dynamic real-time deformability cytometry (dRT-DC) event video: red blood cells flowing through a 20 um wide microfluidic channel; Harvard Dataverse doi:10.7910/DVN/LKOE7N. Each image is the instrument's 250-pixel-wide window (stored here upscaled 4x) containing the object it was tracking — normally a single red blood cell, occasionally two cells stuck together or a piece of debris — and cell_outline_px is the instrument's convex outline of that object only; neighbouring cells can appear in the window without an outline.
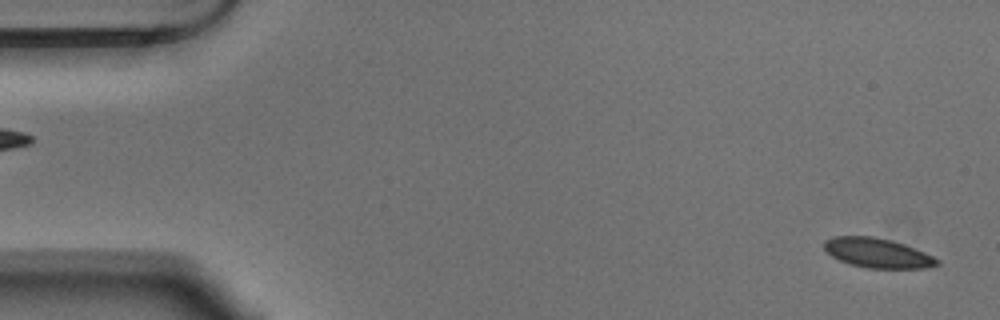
{"species": "Egyptian fruit bat (a non-hibernating species)", "species_latin": "Rousettus aegyptiacus", "temperature_condition": "warm", "stored_images_in_passage": 56, "segment_of_instrument_passage": [1, 2], "camera_frame_rate_fps": 3000, "um_per_image_px": 0.085, "animal": {"sex": "male"}, "frame": {"image": 1, "passage_image": 2, "time_ms": 0.333, "image_size_px": [1000, 320], "cell_outline_px": [[940, 264], [924, 268], [868, 268], [852, 264], [840, 260], [832, 256], [824, 248], [824, 240], [832, 236], [876, 236], [892, 240], [904, 244], [924, 252], [940, 260]], "centroid_in_image_um": [74.58, 21.49], "position_along_channel_um": 10.4, "area_um2": 19.42}}
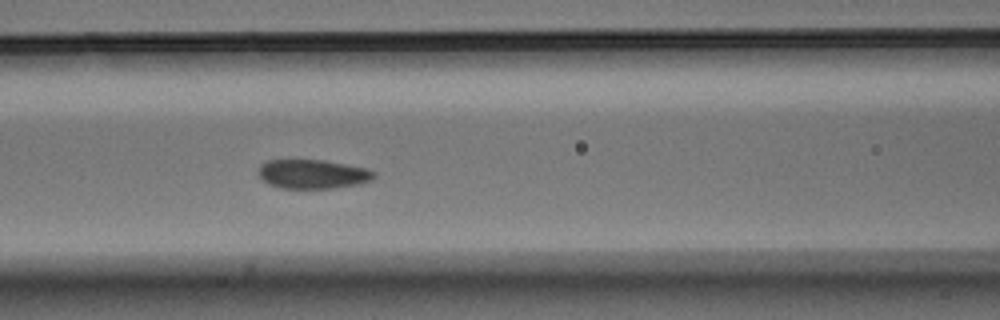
{"frame": {"image": 2, "passage_image": 23, "time_ms": 7.333, "image_size_px": [1000, 320], "cell_outline_px": [[376, 176], [372, 180], [360, 184], [332, 188], [280, 188], [268, 184], [256, 172], [260, 164], [264, 160], [324, 160], [368, 168], [376, 172]], "centroid_in_image_um": [26.58, 14.79], "position_along_channel_um": 140.0, "area_um2": 19.88}}
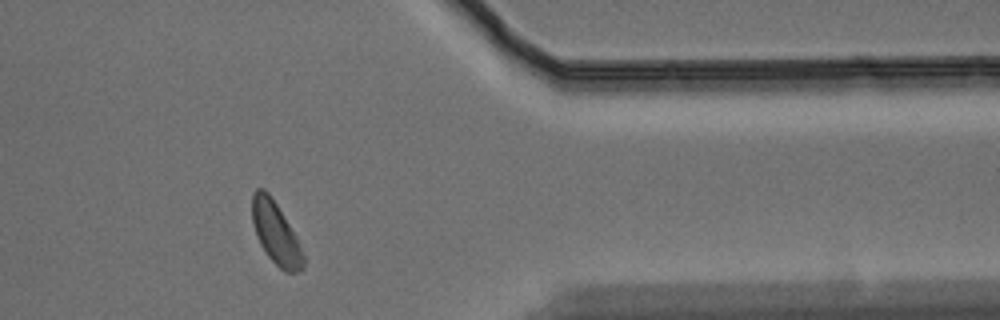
{"frame": {"image": 3, "passage_image": 45, "time_ms": 14.667, "image_size_px": [1000, 320], "cell_outline_px": [[304, 268], [296, 272], [284, 272], [268, 256], [260, 244], [252, 220], [252, 192], [256, 188], [264, 188], [268, 192], [276, 204], [296, 236], [304, 256]], "centroid_in_image_um": [23.43, 19.81], "position_along_channel_um": 388.0, "area_um2": 18.26}}